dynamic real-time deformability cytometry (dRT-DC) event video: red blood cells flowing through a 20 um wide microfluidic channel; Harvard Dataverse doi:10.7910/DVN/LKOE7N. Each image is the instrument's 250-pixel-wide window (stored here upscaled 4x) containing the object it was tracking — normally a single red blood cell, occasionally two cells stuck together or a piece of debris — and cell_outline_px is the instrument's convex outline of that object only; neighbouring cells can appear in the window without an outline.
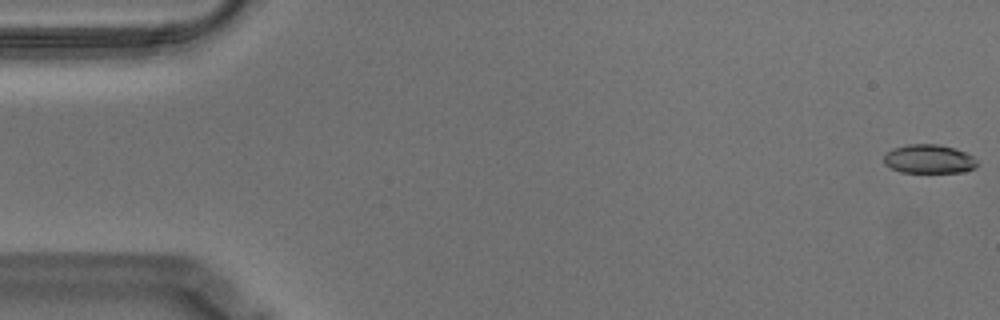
{"species": "Egyptian fruit bat (a non-hibernating species)", "species_latin": "Rousettus aegyptiacus", "temperature_condition": "warm", "stored_images_in_passage": 57, "camera_frame_rate_fps": 3000, "um_per_image_px": 0.085, "animal": {"sex": "male"}, "frame": {"image": 1, "passage_image": 1, "time_ms": 0.0, "image_size_px": [1000, 320], "cell_outline_px": [[976, 168], [964, 172], [900, 172], [884, 164], [884, 156], [892, 148], [908, 144], [936, 144], [956, 148], [972, 156], [976, 160]], "centroid_in_image_um": [78.96, 13.51], "position_along_channel_um": 6.0, "area_um2": 15.66}}
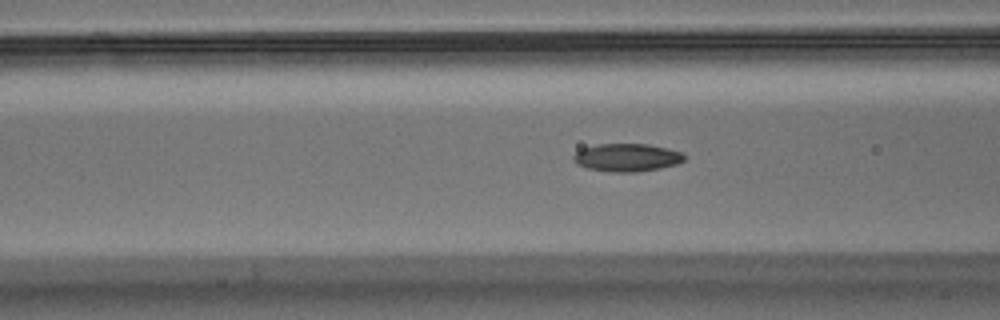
{"frame": {"image": 2, "passage_image": 22, "time_ms": 7.0, "image_size_px": [1000, 320], "cell_outline_px": [[684, 160], [676, 164], [660, 168], [636, 172], [612, 172], [588, 168], [576, 164], [572, 160], [572, 156], [580, 148], [596, 144], [648, 144], [668, 148], [684, 152]], "centroid_in_image_um": [53.26, 13.38], "position_along_channel_um": 113.3, "area_um2": 18.21}}
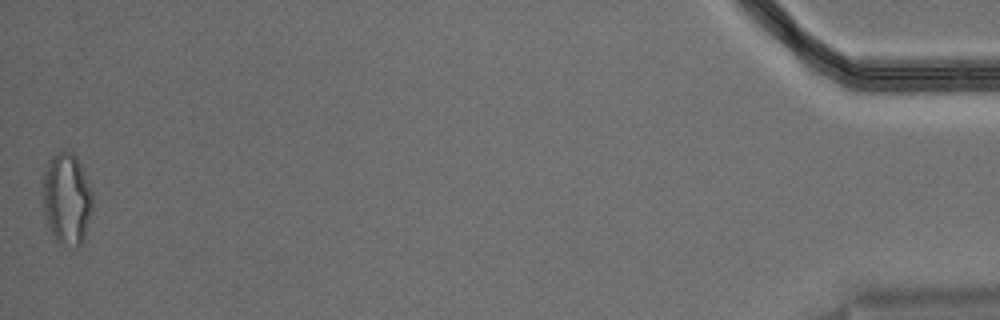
{"frame": {"image": 3, "passage_image": 57, "time_ms": 18.667, "image_size_px": [1000, 320], "cell_outline_px": [[92, 208], [84, 240], [76, 248], [60, 244], [56, 240], [44, 216], [40, 180], [48, 160], [56, 152], [64, 148], [72, 152], [76, 156], [80, 164], [92, 192]], "centroid_in_image_um": [5.63, 16.86], "position_along_channel_um": 429.6, "area_um2": 27.28}, "authors_computed_cell_mechanics": {"area_um2": 17.2244, "velocity_mm_per_s": 3.543, "shape_relaxation_time_tau1_ms": 6.8807, "shape_relaxation_time_tau2_ms": 2.1056, "deformation_change_tau1": 0.1939, "deformation_change_tau2": 0.0787}}